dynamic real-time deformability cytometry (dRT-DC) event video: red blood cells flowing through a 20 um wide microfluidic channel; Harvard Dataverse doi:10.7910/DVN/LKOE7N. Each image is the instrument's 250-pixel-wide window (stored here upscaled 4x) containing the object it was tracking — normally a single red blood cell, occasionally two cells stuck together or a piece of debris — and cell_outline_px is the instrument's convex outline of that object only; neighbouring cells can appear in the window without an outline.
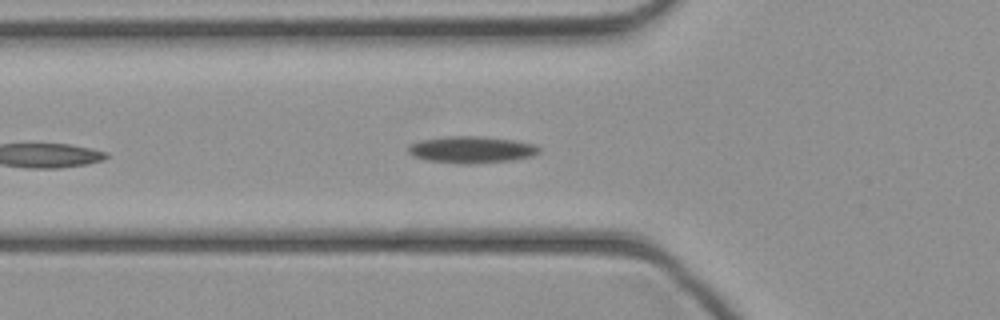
{"species": "common noctule bat (a hibernating species)", "species_latin": "Nyctalus noctula", "temperature_condition": "cold", "stored_images_in_passage": 29, "camera_frame_rate_fps": 3000, "um_per_image_px": 0.085, "animal": {"sex": "female", "body_mass_g": 21.9}, "frame": {"image": 1, "passage_image": 5, "time_ms": 1.333, "image_size_px": [1000, 320], "cell_outline_px": [[540, 152], [532, 156], [512, 160], [468, 164], [456, 164], [424, 160], [412, 156], [408, 152], [408, 144], [420, 140], [448, 136], [484, 136], [516, 140], [536, 144], [540, 148]], "centroid_in_image_um": [40.06, 12.72], "position_along_channel_um": 85.7, "area_um2": 20.81}}
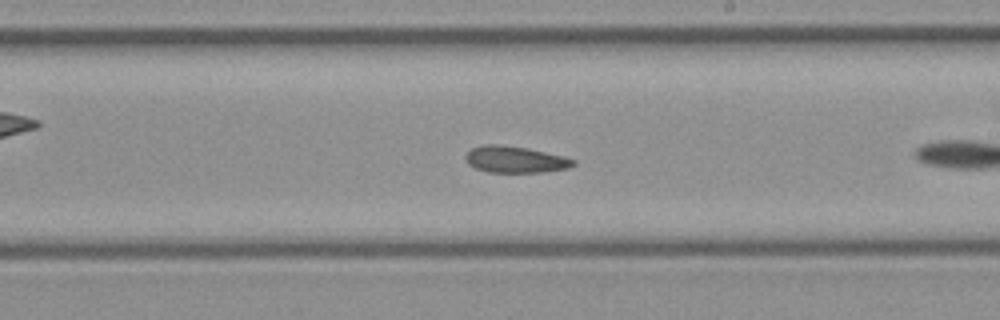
{"frame": {"image": 2, "passage_image": 13, "time_ms": 4.0, "image_size_px": [1000, 320], "cell_outline_px": [[576, 164], [568, 168], [544, 172], [488, 172], [476, 168], [468, 164], [464, 156], [472, 148], [484, 144], [500, 144], [528, 148], [564, 156], [576, 160]], "centroid_in_image_um": [43.8, 13.55], "position_along_channel_um": 245.2, "area_um2": 16.76}}